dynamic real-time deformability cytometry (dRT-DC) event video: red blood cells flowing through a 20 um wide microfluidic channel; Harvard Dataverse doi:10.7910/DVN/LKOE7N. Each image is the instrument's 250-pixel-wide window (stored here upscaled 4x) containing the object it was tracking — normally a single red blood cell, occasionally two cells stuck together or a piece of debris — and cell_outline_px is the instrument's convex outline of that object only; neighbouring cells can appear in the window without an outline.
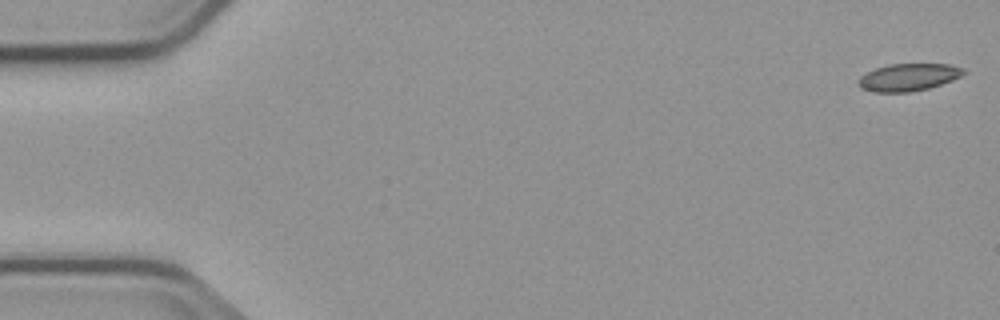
{"species": "common noctule bat (a hibernating species)", "species_latin": "Nyctalus noctula", "temperature_condition": "cold", "stored_images_in_passage": 4, "camera_frame_rate_fps": 3000, "um_per_image_px": 0.085, "animal": {"sex": "male", "body_mass_g": 23.1, "forearm_length_mm": 52.7}, "frame": {"image": 1, "passage_image": 1, "time_ms": 0.0, "image_size_px": [1000, 320], "cell_outline_px": [[968, 72], [952, 80], [928, 88], [908, 92], [876, 92], [860, 88], [860, 76], [876, 68], [888, 64], [948, 64], [964, 68]], "centroid_in_image_um": [77.25, 6.55], "position_along_channel_um": 7.7, "area_um2": 16.59}}